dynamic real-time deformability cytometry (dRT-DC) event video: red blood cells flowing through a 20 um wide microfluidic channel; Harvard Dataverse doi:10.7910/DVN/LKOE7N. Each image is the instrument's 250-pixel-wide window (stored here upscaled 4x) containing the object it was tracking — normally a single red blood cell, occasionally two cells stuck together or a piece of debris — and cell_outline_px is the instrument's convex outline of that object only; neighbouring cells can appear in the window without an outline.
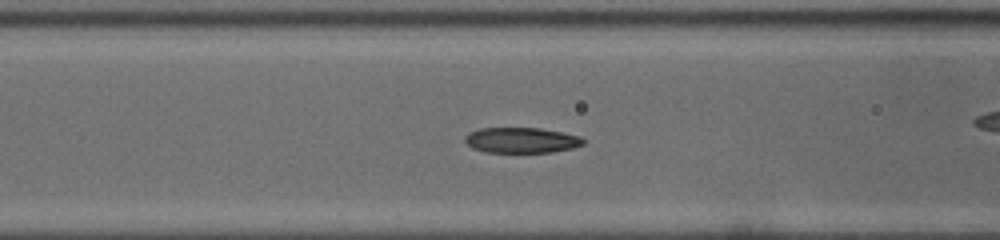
{"species": "common noctule bat (a hibernating species)", "species_latin": "Nyctalus noctula", "temperature_condition": "cold", "stored_images_in_passage": 51, "camera_frame_rate_fps": 3000, "um_per_image_px": 0.085, "animal": {"sex": "male", "body_mass_g": 19.0, "forearm_length_mm": 50.8}, "frame": {"image": 1, "passage_image": 19, "time_ms": 6.0, "image_size_px": [1000, 240], "cell_outline_px": [[584, 144], [572, 148], [552, 152], [484, 152], [472, 148], [464, 140], [464, 136], [468, 132], [480, 128], [540, 128], [580, 136], [584, 140]], "centroid_in_image_um": [44.28, 11.91], "position_along_channel_um": 122.3, "area_um2": 17.57}}
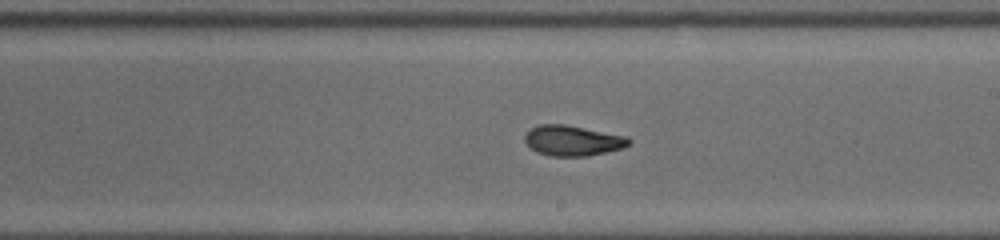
{"frame": {"image": 2, "passage_image": 28, "time_ms": 9.0, "image_size_px": [1000, 240], "cell_outline_px": [[632, 144], [620, 148], [588, 156], [548, 156], [536, 152], [524, 140], [524, 136], [532, 128], [540, 124], [564, 124], [628, 136], [632, 140]], "centroid_in_image_um": [48.7, 11.95], "position_along_channel_um": 240.3, "area_um2": 18.38}}
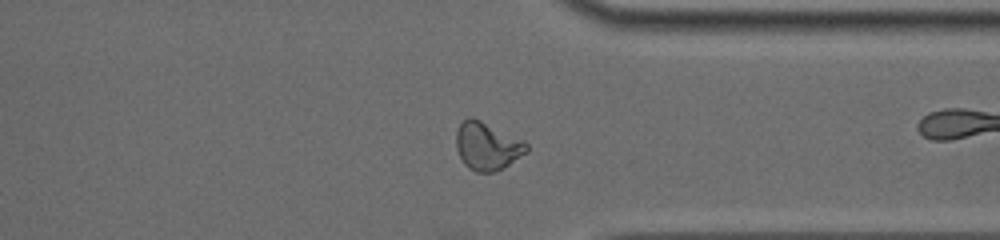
{"frame": {"image": 3, "passage_image": 38, "time_ms": 12.333, "image_size_px": [1000, 240], "cell_outline_px": [[528, 152], [504, 168], [496, 172], [476, 172], [468, 168], [464, 164], [456, 148], [456, 132], [460, 124], [468, 116], [472, 116], [524, 140], [528, 144]], "centroid_in_image_um": [41.42, 12.42], "position_along_channel_um": 370.0, "area_um2": 19.88}, "authors_computed_cell_mechanics": {"area_um2": 18.3804, "velocity_mm_per_s": 3.9482, "shape_relaxation_time_tau1_ms": 5.2571, "shape_relaxation_time_tau2_ms": 3.2522, "deformation_change_tau1": 0.2036, "deformation_change_tau2": 0.0669}}